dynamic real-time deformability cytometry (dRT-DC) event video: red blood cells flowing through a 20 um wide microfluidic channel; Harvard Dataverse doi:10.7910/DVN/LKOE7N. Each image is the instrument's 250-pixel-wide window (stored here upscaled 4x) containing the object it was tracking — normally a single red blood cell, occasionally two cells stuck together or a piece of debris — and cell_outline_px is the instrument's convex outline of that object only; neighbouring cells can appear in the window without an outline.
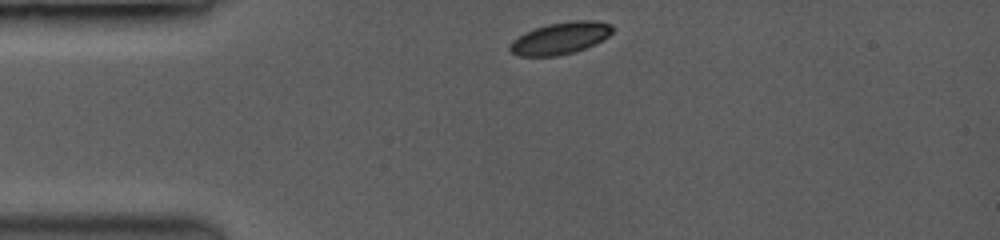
{"species": "common noctule bat (a hibernating species)", "species_latin": "Nyctalus noctula", "temperature_condition": "room temperature", "stored_images_in_passage": 9, "camera_frame_rate_fps": 3500, "um_per_image_px": 0.085, "animal": {"sex": "female", "body_mass_g": 19.0, "forearm_length_mm": 53.3}, "frame": {"image": 1, "passage_image": 1, "time_ms": 0.0, "image_size_px": [1000, 240], "cell_outline_px": [[612, 32], [608, 36], [584, 48], [572, 52], [556, 56], [520, 56], [512, 52], [508, 48], [512, 40], [536, 28], [548, 24], [576, 20], [592, 20], [612, 24]], "centroid_in_image_um": [47.62, 3.24], "position_along_channel_um": 37.4, "area_um2": 18.61}}
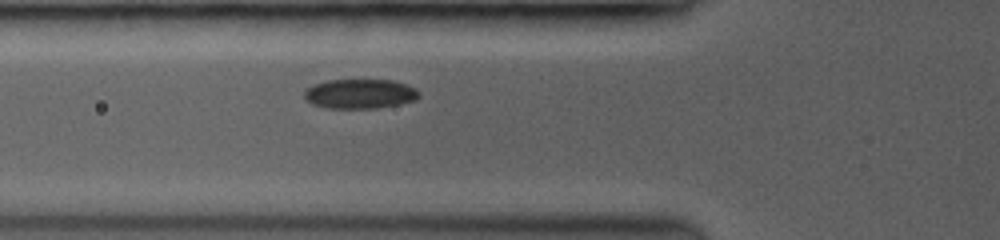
{"frame": {"image": 2, "passage_image": 6, "time_ms": 2.286, "image_size_px": [1000, 240], "cell_outline_px": [[416, 96], [412, 100], [396, 104], [376, 108], [328, 108], [312, 104], [304, 96], [304, 92], [308, 88], [316, 84], [328, 80], [392, 80], [404, 84], [412, 88], [416, 92]], "centroid_in_image_um": [30.51, 7.97], "position_along_channel_um": 95.3, "area_um2": 19.07}}
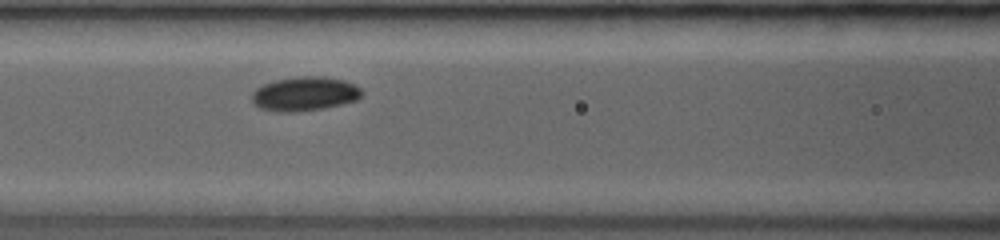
{"frame": {"image": 3, "passage_image": 9, "time_ms": 3.429, "image_size_px": [1000, 240], "cell_outline_px": [[360, 96], [356, 100], [340, 104], [320, 108], [264, 108], [256, 104], [252, 100], [252, 96], [264, 84], [276, 80], [296, 76], [324, 76], [344, 80], [360, 88]], "centroid_in_image_um": [25.99, 7.89], "position_along_channel_um": 140.6, "area_um2": 20.17}}